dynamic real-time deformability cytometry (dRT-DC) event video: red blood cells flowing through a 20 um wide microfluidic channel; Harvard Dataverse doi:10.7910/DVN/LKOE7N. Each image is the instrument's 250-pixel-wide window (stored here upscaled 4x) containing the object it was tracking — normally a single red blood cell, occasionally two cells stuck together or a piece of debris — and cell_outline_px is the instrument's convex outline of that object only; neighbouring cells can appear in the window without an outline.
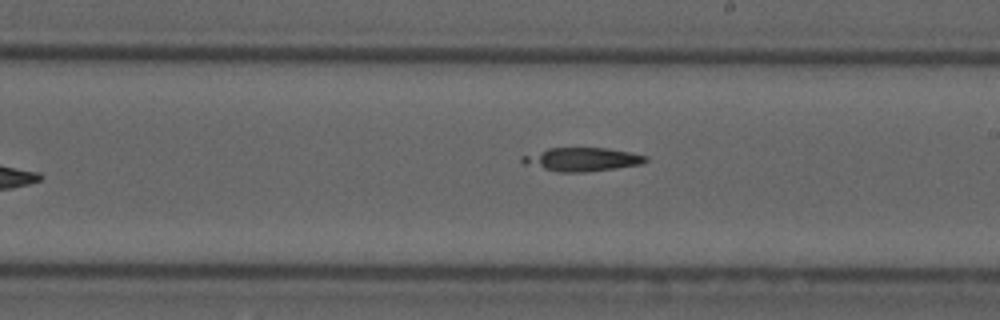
{"species": "common noctule bat (a hibernating species)", "species_latin": "Nyctalus noctula", "temperature_condition": "cold", "stored_images_in_passage": 10, "camera_frame_rate_fps": 3000, "um_per_image_px": 0.085, "animal": {"sex": "male", "forearm_length_mm": 52.5}, "frame": {"image": 1, "passage_image": 10, "time_ms": 10.667, "image_size_px": [1000, 320], "cell_outline_px": [[648, 160], [640, 164], [616, 168], [584, 172], [556, 172], [524, 164], [520, 160], [520, 156], [548, 148], [608, 148], [648, 156]], "centroid_in_image_um": [49.43, 13.55], "position_along_channel_um": 239.6, "area_um2": 16.94}}